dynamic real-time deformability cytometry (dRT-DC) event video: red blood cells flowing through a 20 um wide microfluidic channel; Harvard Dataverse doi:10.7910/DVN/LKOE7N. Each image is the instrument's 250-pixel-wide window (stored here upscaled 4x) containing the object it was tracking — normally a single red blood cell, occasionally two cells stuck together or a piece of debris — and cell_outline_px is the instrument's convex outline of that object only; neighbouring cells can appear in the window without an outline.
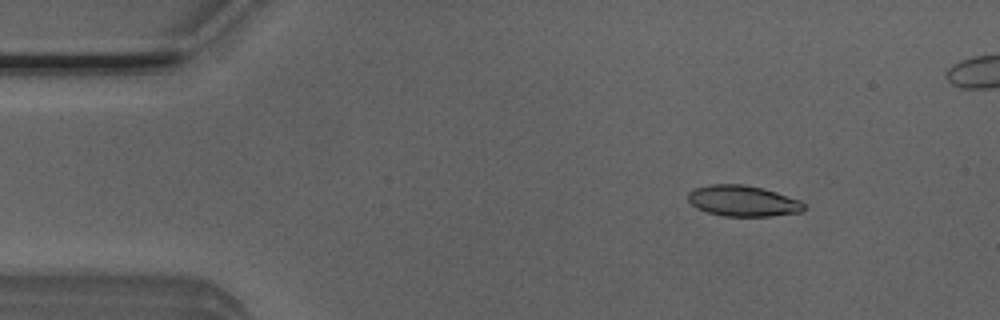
{"species": "Egyptian fruit bat (a non-hibernating species)", "species_latin": "Rousettus aegyptiacus", "temperature_condition": "room temperature", "stored_images_in_passage": 5, "camera_frame_rate_fps": 3000, "um_per_image_px": 0.085, "animal": {"sex": "male"}, "frame": {"image": 1, "passage_image": 2, "time_ms": 0.333, "image_size_px": [1000, 320], "cell_outline_px": [[804, 208], [800, 212], [772, 216], [724, 216], [708, 212], [696, 208], [688, 200], [688, 192], [696, 188], [708, 184], [744, 184], [764, 188], [800, 200], [804, 204]], "centroid_in_image_um": [63.13, 17.07], "position_along_channel_um": 21.9, "area_um2": 20.87}}